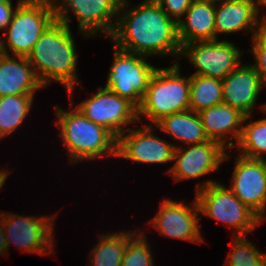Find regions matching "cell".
<instances>
[{
  "label": "cell",
  "instance_id": "cell-1",
  "mask_svg": "<svg viewBox=\"0 0 266 266\" xmlns=\"http://www.w3.org/2000/svg\"><path fill=\"white\" fill-rule=\"evenodd\" d=\"M129 4L121 0L119 5L116 26L109 38L114 46L148 58L150 55L180 57L178 25L160 5L155 0H144L130 9Z\"/></svg>",
  "mask_w": 266,
  "mask_h": 266
},
{
  "label": "cell",
  "instance_id": "cell-2",
  "mask_svg": "<svg viewBox=\"0 0 266 266\" xmlns=\"http://www.w3.org/2000/svg\"><path fill=\"white\" fill-rule=\"evenodd\" d=\"M70 27L55 20L34 44L28 60L44 87L51 81L61 83L69 99L77 84L76 46Z\"/></svg>",
  "mask_w": 266,
  "mask_h": 266
},
{
  "label": "cell",
  "instance_id": "cell-3",
  "mask_svg": "<svg viewBox=\"0 0 266 266\" xmlns=\"http://www.w3.org/2000/svg\"><path fill=\"white\" fill-rule=\"evenodd\" d=\"M55 107L56 125L66 149L69 161L96 160L103 154L117 157V138L106 128L86 118L76 107L69 111Z\"/></svg>",
  "mask_w": 266,
  "mask_h": 266
},
{
  "label": "cell",
  "instance_id": "cell-4",
  "mask_svg": "<svg viewBox=\"0 0 266 266\" xmlns=\"http://www.w3.org/2000/svg\"><path fill=\"white\" fill-rule=\"evenodd\" d=\"M189 94L190 76L181 77L179 62L158 68L138 108V120L145 115L155 125L167 115L189 110Z\"/></svg>",
  "mask_w": 266,
  "mask_h": 266
},
{
  "label": "cell",
  "instance_id": "cell-5",
  "mask_svg": "<svg viewBox=\"0 0 266 266\" xmlns=\"http://www.w3.org/2000/svg\"><path fill=\"white\" fill-rule=\"evenodd\" d=\"M195 192L200 214L235 228V237L252 233L256 225L263 222L222 183L212 180L197 183Z\"/></svg>",
  "mask_w": 266,
  "mask_h": 266
},
{
  "label": "cell",
  "instance_id": "cell-6",
  "mask_svg": "<svg viewBox=\"0 0 266 266\" xmlns=\"http://www.w3.org/2000/svg\"><path fill=\"white\" fill-rule=\"evenodd\" d=\"M56 20L53 0H18L7 36L3 38L4 53L28 57L34 44L45 30ZM7 49H9L7 51Z\"/></svg>",
  "mask_w": 266,
  "mask_h": 266
},
{
  "label": "cell",
  "instance_id": "cell-7",
  "mask_svg": "<svg viewBox=\"0 0 266 266\" xmlns=\"http://www.w3.org/2000/svg\"><path fill=\"white\" fill-rule=\"evenodd\" d=\"M146 56L114 47V60L104 88L127 99L137 109L142 103L153 74L158 69Z\"/></svg>",
  "mask_w": 266,
  "mask_h": 266
},
{
  "label": "cell",
  "instance_id": "cell-8",
  "mask_svg": "<svg viewBox=\"0 0 266 266\" xmlns=\"http://www.w3.org/2000/svg\"><path fill=\"white\" fill-rule=\"evenodd\" d=\"M60 1V2H59ZM53 0L56 20L70 27L69 10L78 20L79 32L85 37L102 32L108 38L116 26L121 0ZM57 3V4H56ZM114 17V18H113ZM100 30V31H99Z\"/></svg>",
  "mask_w": 266,
  "mask_h": 266
},
{
  "label": "cell",
  "instance_id": "cell-9",
  "mask_svg": "<svg viewBox=\"0 0 266 266\" xmlns=\"http://www.w3.org/2000/svg\"><path fill=\"white\" fill-rule=\"evenodd\" d=\"M218 40L196 41L182 45L180 57L186 55L190 63L196 67L192 75L222 80L242 64V51L228 40Z\"/></svg>",
  "mask_w": 266,
  "mask_h": 266
},
{
  "label": "cell",
  "instance_id": "cell-10",
  "mask_svg": "<svg viewBox=\"0 0 266 266\" xmlns=\"http://www.w3.org/2000/svg\"><path fill=\"white\" fill-rule=\"evenodd\" d=\"M4 234L8 249L12 243L24 252L47 256L54 253L53 225L55 216H23L5 213Z\"/></svg>",
  "mask_w": 266,
  "mask_h": 266
},
{
  "label": "cell",
  "instance_id": "cell-11",
  "mask_svg": "<svg viewBox=\"0 0 266 266\" xmlns=\"http://www.w3.org/2000/svg\"><path fill=\"white\" fill-rule=\"evenodd\" d=\"M97 93L75 106L86 118L108 129L118 138L128 123L138 121V109L127 99L108 88L98 87Z\"/></svg>",
  "mask_w": 266,
  "mask_h": 266
},
{
  "label": "cell",
  "instance_id": "cell-12",
  "mask_svg": "<svg viewBox=\"0 0 266 266\" xmlns=\"http://www.w3.org/2000/svg\"><path fill=\"white\" fill-rule=\"evenodd\" d=\"M184 148V146H175L173 155L175 163L167 171L175 182L200 178L212 171H218L219 165L230 158L226 148L213 140Z\"/></svg>",
  "mask_w": 266,
  "mask_h": 266
},
{
  "label": "cell",
  "instance_id": "cell-13",
  "mask_svg": "<svg viewBox=\"0 0 266 266\" xmlns=\"http://www.w3.org/2000/svg\"><path fill=\"white\" fill-rule=\"evenodd\" d=\"M151 126L144 125L140 129L127 128L117 138V157L147 164L173 162L176 145L154 135Z\"/></svg>",
  "mask_w": 266,
  "mask_h": 266
},
{
  "label": "cell",
  "instance_id": "cell-14",
  "mask_svg": "<svg viewBox=\"0 0 266 266\" xmlns=\"http://www.w3.org/2000/svg\"><path fill=\"white\" fill-rule=\"evenodd\" d=\"M158 210L149 224L162 236L196 243L204 241L198 226L200 211L196 198L191 207L180 201L164 199Z\"/></svg>",
  "mask_w": 266,
  "mask_h": 266
},
{
  "label": "cell",
  "instance_id": "cell-15",
  "mask_svg": "<svg viewBox=\"0 0 266 266\" xmlns=\"http://www.w3.org/2000/svg\"><path fill=\"white\" fill-rule=\"evenodd\" d=\"M231 186L234 195L263 221L266 220V170L262 159L238 154Z\"/></svg>",
  "mask_w": 266,
  "mask_h": 266
},
{
  "label": "cell",
  "instance_id": "cell-16",
  "mask_svg": "<svg viewBox=\"0 0 266 266\" xmlns=\"http://www.w3.org/2000/svg\"><path fill=\"white\" fill-rule=\"evenodd\" d=\"M266 84L251 64L240 65L222 79L223 103L251 115L258 95Z\"/></svg>",
  "mask_w": 266,
  "mask_h": 266
},
{
  "label": "cell",
  "instance_id": "cell-17",
  "mask_svg": "<svg viewBox=\"0 0 266 266\" xmlns=\"http://www.w3.org/2000/svg\"><path fill=\"white\" fill-rule=\"evenodd\" d=\"M219 4V5H218ZM255 0H221L215 3V33L231 34L250 30L252 37L263 21H260Z\"/></svg>",
  "mask_w": 266,
  "mask_h": 266
},
{
  "label": "cell",
  "instance_id": "cell-18",
  "mask_svg": "<svg viewBox=\"0 0 266 266\" xmlns=\"http://www.w3.org/2000/svg\"><path fill=\"white\" fill-rule=\"evenodd\" d=\"M209 140L220 143L224 148H234L236 144L227 142L235 138L239 141L242 125L251 117L245 116L238 109L220 103L198 113ZM244 122V123H243ZM231 134V136H229ZM231 137V138H229Z\"/></svg>",
  "mask_w": 266,
  "mask_h": 266
},
{
  "label": "cell",
  "instance_id": "cell-19",
  "mask_svg": "<svg viewBox=\"0 0 266 266\" xmlns=\"http://www.w3.org/2000/svg\"><path fill=\"white\" fill-rule=\"evenodd\" d=\"M40 88L45 87L27 57L4 54L0 58V97L35 95Z\"/></svg>",
  "mask_w": 266,
  "mask_h": 266
},
{
  "label": "cell",
  "instance_id": "cell-20",
  "mask_svg": "<svg viewBox=\"0 0 266 266\" xmlns=\"http://www.w3.org/2000/svg\"><path fill=\"white\" fill-rule=\"evenodd\" d=\"M184 16L177 24L181 46L196 41L216 40L215 3L193 0Z\"/></svg>",
  "mask_w": 266,
  "mask_h": 266
},
{
  "label": "cell",
  "instance_id": "cell-21",
  "mask_svg": "<svg viewBox=\"0 0 266 266\" xmlns=\"http://www.w3.org/2000/svg\"><path fill=\"white\" fill-rule=\"evenodd\" d=\"M155 127L169 134L181 144L193 145L208 141L205 129L198 113L186 110L163 117Z\"/></svg>",
  "mask_w": 266,
  "mask_h": 266
},
{
  "label": "cell",
  "instance_id": "cell-22",
  "mask_svg": "<svg viewBox=\"0 0 266 266\" xmlns=\"http://www.w3.org/2000/svg\"><path fill=\"white\" fill-rule=\"evenodd\" d=\"M135 233L136 230L101 234L98 244L90 251L89 266H120L127 242Z\"/></svg>",
  "mask_w": 266,
  "mask_h": 266
},
{
  "label": "cell",
  "instance_id": "cell-23",
  "mask_svg": "<svg viewBox=\"0 0 266 266\" xmlns=\"http://www.w3.org/2000/svg\"><path fill=\"white\" fill-rule=\"evenodd\" d=\"M34 95L0 97V140L14 132L29 114Z\"/></svg>",
  "mask_w": 266,
  "mask_h": 266
},
{
  "label": "cell",
  "instance_id": "cell-24",
  "mask_svg": "<svg viewBox=\"0 0 266 266\" xmlns=\"http://www.w3.org/2000/svg\"><path fill=\"white\" fill-rule=\"evenodd\" d=\"M189 95V109L196 113L223 103L222 80L191 75Z\"/></svg>",
  "mask_w": 266,
  "mask_h": 266
},
{
  "label": "cell",
  "instance_id": "cell-25",
  "mask_svg": "<svg viewBox=\"0 0 266 266\" xmlns=\"http://www.w3.org/2000/svg\"><path fill=\"white\" fill-rule=\"evenodd\" d=\"M236 144L240 155L252 159H263L262 155L266 154V118L243 125Z\"/></svg>",
  "mask_w": 266,
  "mask_h": 266
},
{
  "label": "cell",
  "instance_id": "cell-26",
  "mask_svg": "<svg viewBox=\"0 0 266 266\" xmlns=\"http://www.w3.org/2000/svg\"><path fill=\"white\" fill-rule=\"evenodd\" d=\"M245 236H233V247L224 266H266V256Z\"/></svg>",
  "mask_w": 266,
  "mask_h": 266
},
{
  "label": "cell",
  "instance_id": "cell-27",
  "mask_svg": "<svg viewBox=\"0 0 266 266\" xmlns=\"http://www.w3.org/2000/svg\"><path fill=\"white\" fill-rule=\"evenodd\" d=\"M145 233L137 232L128 240L120 266H154Z\"/></svg>",
  "mask_w": 266,
  "mask_h": 266
},
{
  "label": "cell",
  "instance_id": "cell-28",
  "mask_svg": "<svg viewBox=\"0 0 266 266\" xmlns=\"http://www.w3.org/2000/svg\"><path fill=\"white\" fill-rule=\"evenodd\" d=\"M262 20L263 22L259 30L252 37V54L256 62L251 65L260 75L261 80L266 84V15H264V19Z\"/></svg>",
  "mask_w": 266,
  "mask_h": 266
},
{
  "label": "cell",
  "instance_id": "cell-29",
  "mask_svg": "<svg viewBox=\"0 0 266 266\" xmlns=\"http://www.w3.org/2000/svg\"><path fill=\"white\" fill-rule=\"evenodd\" d=\"M163 11L177 24L184 18L185 12L193 0H155ZM166 6V7H165Z\"/></svg>",
  "mask_w": 266,
  "mask_h": 266
},
{
  "label": "cell",
  "instance_id": "cell-30",
  "mask_svg": "<svg viewBox=\"0 0 266 266\" xmlns=\"http://www.w3.org/2000/svg\"><path fill=\"white\" fill-rule=\"evenodd\" d=\"M14 12L11 0H0V31L7 29Z\"/></svg>",
  "mask_w": 266,
  "mask_h": 266
},
{
  "label": "cell",
  "instance_id": "cell-31",
  "mask_svg": "<svg viewBox=\"0 0 266 266\" xmlns=\"http://www.w3.org/2000/svg\"><path fill=\"white\" fill-rule=\"evenodd\" d=\"M8 250L6 238L4 234V216L3 211L0 212V255H5Z\"/></svg>",
  "mask_w": 266,
  "mask_h": 266
},
{
  "label": "cell",
  "instance_id": "cell-32",
  "mask_svg": "<svg viewBox=\"0 0 266 266\" xmlns=\"http://www.w3.org/2000/svg\"><path fill=\"white\" fill-rule=\"evenodd\" d=\"M7 176H9L8 170H0V189L2 188L3 184L5 183Z\"/></svg>",
  "mask_w": 266,
  "mask_h": 266
},
{
  "label": "cell",
  "instance_id": "cell-33",
  "mask_svg": "<svg viewBox=\"0 0 266 266\" xmlns=\"http://www.w3.org/2000/svg\"><path fill=\"white\" fill-rule=\"evenodd\" d=\"M255 3H256V7H257V11H258V14H259V16H260V13L259 12H261L260 11V6H264L265 5V7H266V0H255Z\"/></svg>",
  "mask_w": 266,
  "mask_h": 266
},
{
  "label": "cell",
  "instance_id": "cell-34",
  "mask_svg": "<svg viewBox=\"0 0 266 266\" xmlns=\"http://www.w3.org/2000/svg\"><path fill=\"white\" fill-rule=\"evenodd\" d=\"M2 36H0V58L5 54L4 53V49H3V37L1 38Z\"/></svg>",
  "mask_w": 266,
  "mask_h": 266
},
{
  "label": "cell",
  "instance_id": "cell-35",
  "mask_svg": "<svg viewBox=\"0 0 266 266\" xmlns=\"http://www.w3.org/2000/svg\"><path fill=\"white\" fill-rule=\"evenodd\" d=\"M197 1H206V2H213V3H217L221 0H197Z\"/></svg>",
  "mask_w": 266,
  "mask_h": 266
},
{
  "label": "cell",
  "instance_id": "cell-36",
  "mask_svg": "<svg viewBox=\"0 0 266 266\" xmlns=\"http://www.w3.org/2000/svg\"><path fill=\"white\" fill-rule=\"evenodd\" d=\"M260 108L266 113V103H264L263 105H260Z\"/></svg>",
  "mask_w": 266,
  "mask_h": 266
},
{
  "label": "cell",
  "instance_id": "cell-37",
  "mask_svg": "<svg viewBox=\"0 0 266 266\" xmlns=\"http://www.w3.org/2000/svg\"><path fill=\"white\" fill-rule=\"evenodd\" d=\"M262 161H263V163H264V167H265V170H266V157H264V158L262 159Z\"/></svg>",
  "mask_w": 266,
  "mask_h": 266
}]
</instances>
